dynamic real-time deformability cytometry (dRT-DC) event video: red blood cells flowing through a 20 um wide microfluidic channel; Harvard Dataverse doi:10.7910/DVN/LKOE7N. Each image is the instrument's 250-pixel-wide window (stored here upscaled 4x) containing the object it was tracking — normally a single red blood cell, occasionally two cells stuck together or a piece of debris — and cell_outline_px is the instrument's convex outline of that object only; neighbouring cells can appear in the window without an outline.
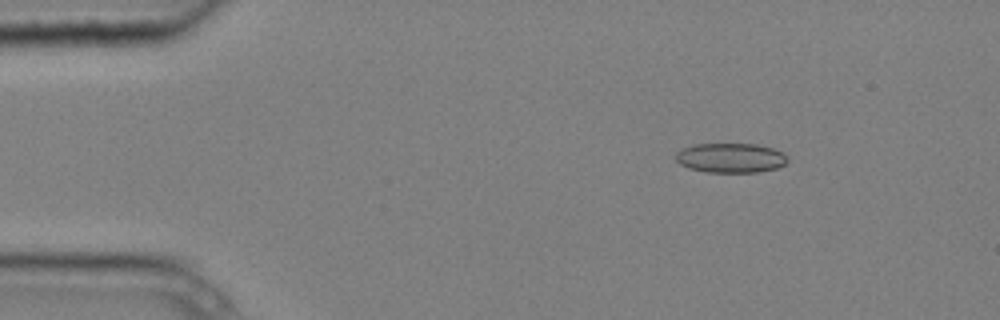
{"species": "common noctule bat (a hibernating species)", "species_latin": "Nyctalus noctula", "temperature_condition": "cold", "stored_images_in_passage": 8, "camera_frame_rate_fps": 3000, "um_per_image_px": 0.085, "animal": {"sex": "male", "body_mass_g": 20.4}, "frame": {"image": 1, "passage_image": 2, "time_ms": 0.333, "image_size_px": [1000, 320], "cell_outline_px": [[788, 160], [784, 164], [776, 168], [760, 172], [704, 172], [688, 168], [680, 164], [676, 160], [676, 152], [680, 148], [692, 144], [756, 144], [772, 148], [784, 152]], "centroid_in_image_um": [62.07, 13.42], "position_along_channel_um": 22.9, "area_um2": 19.48}}
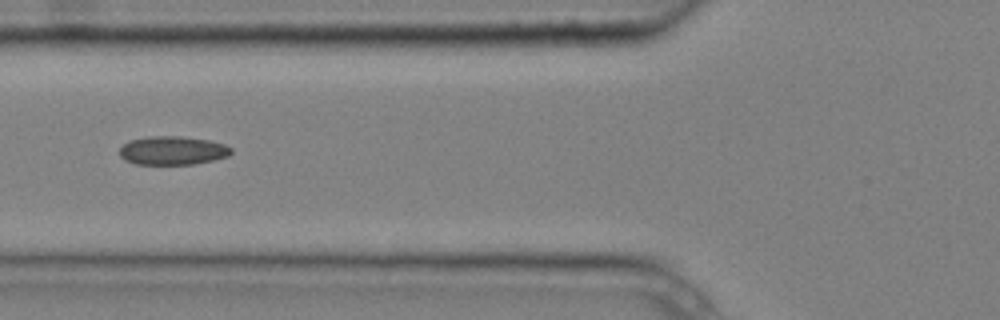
{"frame": {"image": 2, "passage_image": 6, "time_ms": 1.667, "image_size_px": [1000, 320], "cell_outline_px": [[232, 152], [228, 156], [212, 160], [192, 164], [136, 164], [124, 160], [120, 156], [120, 148], [128, 140], [148, 136], [180, 136], [208, 140], [224, 144], [232, 148]], "centroid_in_image_um": [14.64, 12.79], "position_along_channel_um": 111.2, "area_um2": 18.61}}
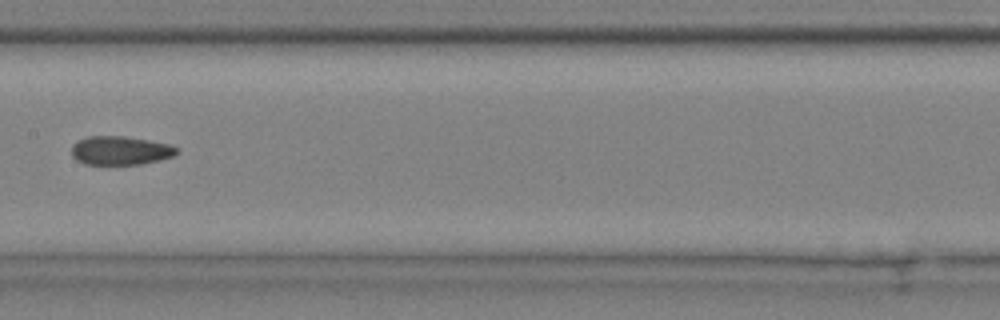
{"frame": {"image": 3, "passage_image": 8, "time_ms": 2.333, "image_size_px": [1000, 320], "cell_outline_px": [[180, 152], [176, 156], [160, 160], [140, 164], [84, 164], [76, 160], [72, 156], [72, 144], [76, 140], [88, 136], [124, 136], [172, 144]], "centroid_in_image_um": [10.24, 12.79], "position_along_channel_um": 197.2, "area_um2": 17.86}}